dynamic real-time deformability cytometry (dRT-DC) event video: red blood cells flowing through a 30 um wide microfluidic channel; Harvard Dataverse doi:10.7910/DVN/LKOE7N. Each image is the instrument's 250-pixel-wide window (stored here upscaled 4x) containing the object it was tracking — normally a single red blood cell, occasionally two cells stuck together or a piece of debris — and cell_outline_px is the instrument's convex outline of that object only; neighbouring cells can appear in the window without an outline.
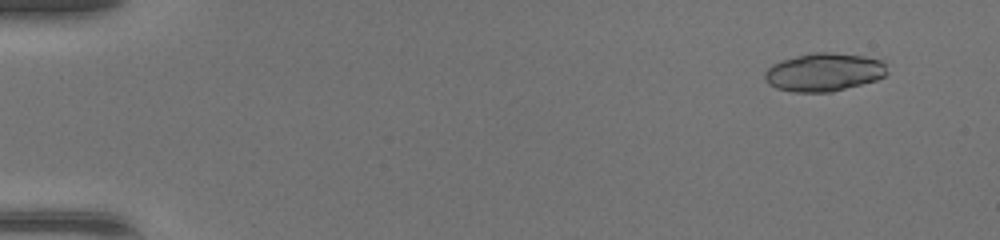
{"species": "common noctule bat (a hibernating species)", "species_latin": "Nyctalus noctula", "temperature_condition": "warm", "stored_images_in_passage": 47, "camera_frame_rate_fps": 3000, "um_per_image_px": 0.085, "animal": {"sex": "female", "body_mass_g": 17.0, "forearm_length_mm": 48.0}, "frame": {"image": 1, "passage_image": 4, "time_ms": 1.0, "image_size_px": [1000, 240], "cell_outline_px": [[888, 72], [884, 76], [876, 80], [832, 92], [792, 92], [776, 88], [768, 84], [764, 76], [764, 72], [772, 64], [780, 60], [812, 52], [828, 52], [860, 56], [880, 60], [884, 64]], "centroid_in_image_um": [69.99, 6.14], "position_along_channel_um": 15.0, "area_um2": 27.17}}
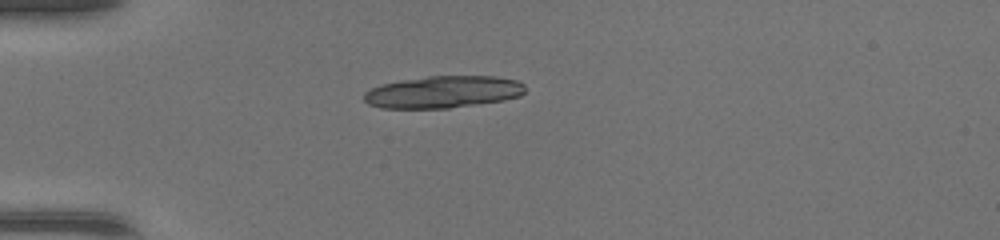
{"frame": {"image": 2, "passage_image": 14, "time_ms": 4.333, "image_size_px": [1000, 240], "cell_outline_px": [[524, 92], [520, 96], [504, 100], [448, 108], [380, 108], [368, 104], [364, 100], [364, 92], [380, 84], [400, 80], [428, 76], [496, 76], [516, 80], [524, 84]], "centroid_in_image_um": [37.64, 7.81], "position_along_channel_um": 47.4, "area_um2": 30.17}}